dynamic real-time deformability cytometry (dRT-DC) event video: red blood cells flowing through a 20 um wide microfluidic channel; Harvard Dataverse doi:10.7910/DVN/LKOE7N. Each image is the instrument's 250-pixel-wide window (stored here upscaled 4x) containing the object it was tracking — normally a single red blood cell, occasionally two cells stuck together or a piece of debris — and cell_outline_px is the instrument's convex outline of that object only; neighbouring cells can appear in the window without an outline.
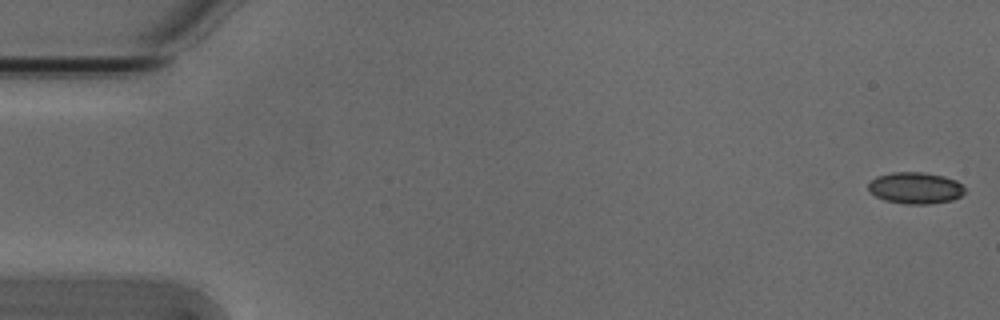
{"species": "Egyptian fruit bat (a non-hibernating species)", "species_latin": "Rousettus aegyptiacus", "temperature_condition": "cold", "stored_images_in_passage": 51, "camera_frame_rate_fps": 3000, "um_per_image_px": 0.085, "animal": {"sex": "male"}, "frame": {"image": 1, "passage_image": 1, "time_ms": 0.0, "image_size_px": [1000, 320], "cell_outline_px": [[964, 192], [960, 196], [952, 200], [928, 204], [904, 204], [884, 200], [868, 192], [868, 184], [876, 176], [892, 172], [924, 172], [944, 176], [956, 180], [964, 188]], "centroid_in_image_um": [77.77, 15.97], "position_along_channel_um": 7.2, "area_um2": 17.8}}
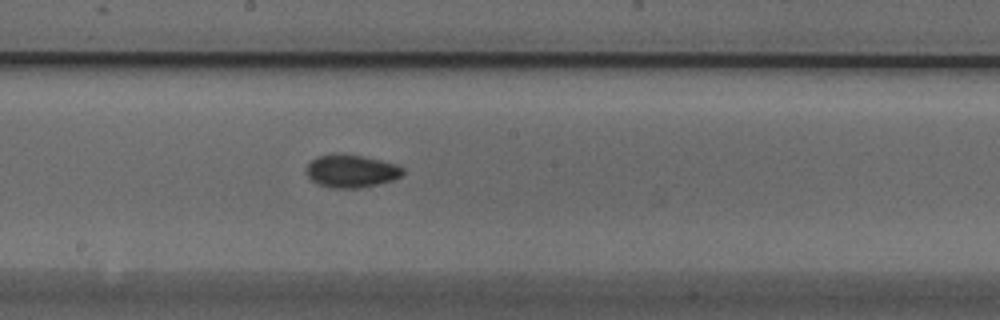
{"frame": {"image": 2, "passage_image": 29, "time_ms": 9.333, "image_size_px": [1000, 320], "cell_outline_px": [[404, 172], [400, 176], [392, 180], [380, 184], [356, 188], [328, 188], [316, 184], [304, 172], [308, 164], [316, 156], [364, 156], [396, 164], [404, 168]], "centroid_in_image_um": [29.85, 14.58], "position_along_channel_um": 218.3, "area_um2": 18.15}}
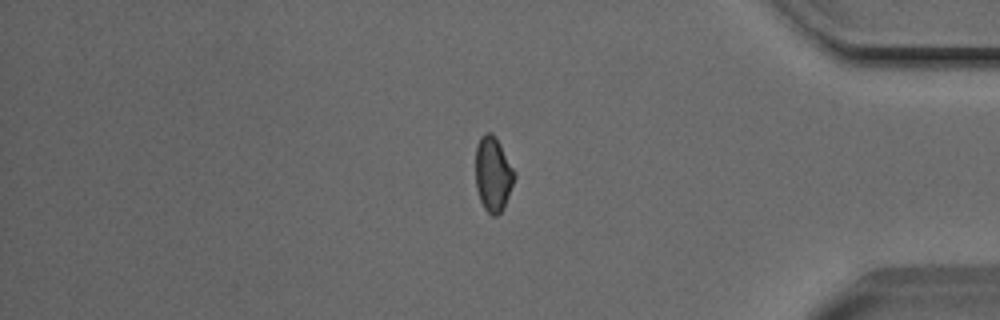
{"frame": {"image": 3, "passage_image": 45, "time_ms": 14.667, "image_size_px": [1000, 320], "cell_outline_px": [[516, 176], [504, 208], [496, 216], [492, 216], [484, 208], [480, 200], [476, 188], [476, 148], [480, 136], [484, 132], [492, 132], [496, 136], [516, 172]], "centroid_in_image_um": [41.92, 14.78], "position_along_channel_um": 393.3, "area_um2": 17.17}, "authors_computed_cell_mechanics": {"area_um2": 17.5712, "velocity_mm_per_s": 3.8165, "shape_relaxation_time_tau1_ms": 3.7124, "shape_relaxation_time_tau2_ms": 2.9164, "deformation_change_tau1": 0.0679, "deformation_change_tau2": 0.0585}}